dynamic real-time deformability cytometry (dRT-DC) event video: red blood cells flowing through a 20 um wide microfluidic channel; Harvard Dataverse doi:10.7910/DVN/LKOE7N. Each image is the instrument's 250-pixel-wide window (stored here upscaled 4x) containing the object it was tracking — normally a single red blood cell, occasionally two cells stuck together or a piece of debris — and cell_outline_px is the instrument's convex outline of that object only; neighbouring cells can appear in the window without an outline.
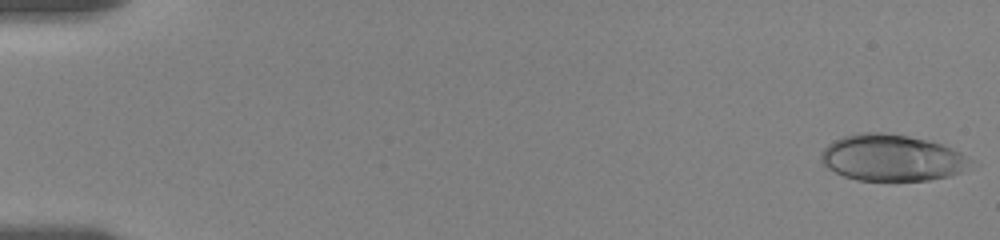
{"species": "human", "species_latin": "Homo sapiens", "temperature_condition": "room temperature", "stored_images_in_passage": 48, "camera_frame_rate_fps": 3000, "um_per_image_px": 0.085, "donor": {"sex": "female"}, "frame": {"image": 1, "passage_image": 1, "time_ms": 0.0, "image_size_px": [1000, 240], "cell_outline_px": [[972, 160], [960, 172], [948, 176], [928, 180], [856, 180], [844, 176], [820, 164], [820, 152], [828, 144], [844, 136], [856, 132], [880, 132], [908, 136], [928, 140], [952, 148], [960, 152]], "centroid_in_image_um": [75.74, 13.4], "position_along_channel_um": 9.3, "area_um2": 40.29}}
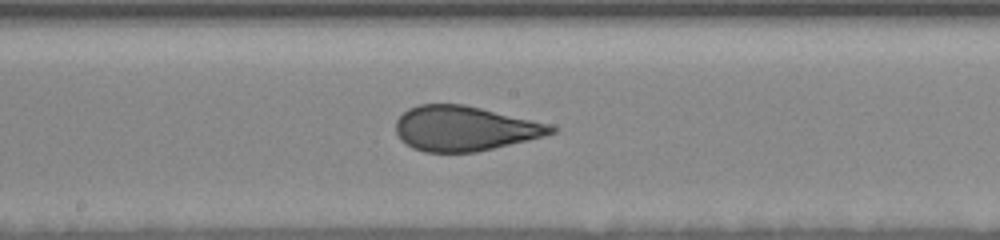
{"frame": {"image": 2, "passage_image": 25, "time_ms": 10.0, "image_size_px": [1000, 240], "cell_outline_px": [[560, 128], [556, 132], [544, 136], [528, 140], [476, 152], [424, 152], [412, 148], [400, 140], [396, 132], [396, 120], [408, 108], [420, 104], [464, 104], [548, 124]], "centroid_in_image_um": [39.46, 10.92], "position_along_channel_um": 208.7, "area_um2": 40.46}}
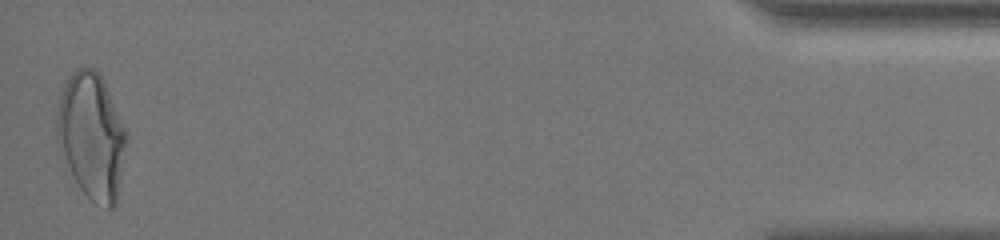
{"frame": {"image": 3, "passage_image": 48, "time_ms": 18.333, "image_size_px": [1000, 240], "cell_outline_px": [[128, 136], [116, 208], [108, 208], [96, 204], [80, 188], [60, 156], [56, 136], [56, 116], [60, 96], [64, 84], [68, 76], [76, 68], [96, 68], [100, 72], [104, 80]], "centroid_in_image_um": [7.77, 11.56], "position_along_channel_um": 427.4, "area_um2": 51.62}, "authors_computed_cell_mechanics": {"area_um2": 40.9802, "velocity_mm_per_s": 3.5713, "shape_relaxation_time_tau1_ms": 5.4954, "shape_relaxation_time_tau2_ms": 0.7613, "deformation_change_tau1": 0.1797, "deformation_change_tau2": 0.0553}}